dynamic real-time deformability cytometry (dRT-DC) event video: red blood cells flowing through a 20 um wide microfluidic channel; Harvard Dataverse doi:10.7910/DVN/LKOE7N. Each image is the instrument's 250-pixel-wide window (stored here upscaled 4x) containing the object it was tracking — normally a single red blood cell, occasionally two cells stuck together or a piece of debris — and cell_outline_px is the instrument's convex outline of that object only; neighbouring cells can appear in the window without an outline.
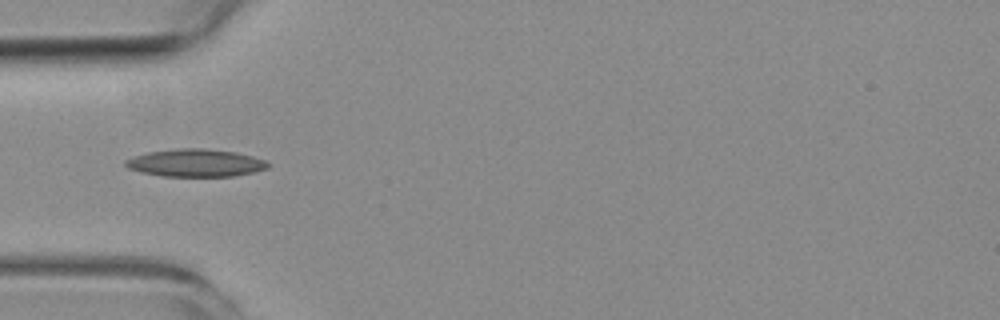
{"species": "common noctule bat (a hibernating species)", "species_latin": "Nyctalus noctula", "temperature_condition": "room temperature", "stored_images_in_passage": 4, "camera_frame_rate_fps": 3000, "um_per_image_px": 0.085, "animal": {"sex": "female", "body_mass_g": 19.3, "forearm_length_mm": 54.1}, "frame": {"image": 1, "passage_image": 4, "time_ms": 4.333, "image_size_px": [1000, 320], "cell_outline_px": [[272, 164], [268, 168], [252, 172], [232, 176], [160, 176], [140, 172], [128, 168], [124, 164], [124, 160], [148, 152], [180, 148], [204, 148], [236, 152], [252, 156], [264, 160]], "centroid_in_image_um": [16.62, 13.85], "position_along_channel_um": 68.4, "area_um2": 22.89}}